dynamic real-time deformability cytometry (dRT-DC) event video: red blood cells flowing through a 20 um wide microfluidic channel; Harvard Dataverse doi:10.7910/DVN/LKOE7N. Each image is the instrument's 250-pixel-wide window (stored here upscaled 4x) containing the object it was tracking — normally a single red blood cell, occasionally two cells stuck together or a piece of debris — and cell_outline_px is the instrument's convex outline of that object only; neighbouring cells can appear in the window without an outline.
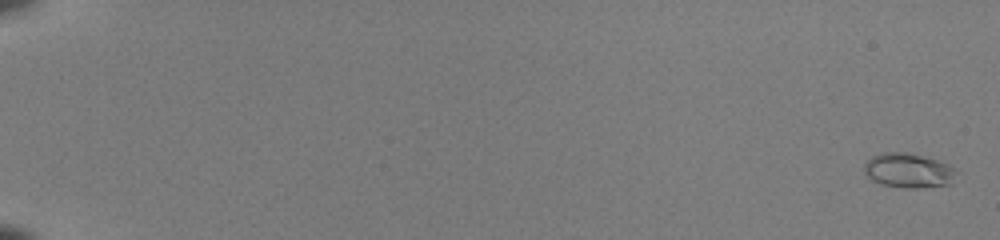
{"species": "common noctule bat (a hibernating species)", "species_latin": "Nyctalus noctula", "temperature_condition": "room temperature", "stored_images_in_passage": 53, "camera_frame_rate_fps": 3000, "um_per_image_px": 0.085, "animal": {"sex": "female", "body_mass_g": 22.0, "forearm_length_mm": 56.7}, "frame": {"image": 1, "passage_image": 2, "time_ms": 0.333, "image_size_px": [1000, 240], "cell_outline_px": [[956, 172], [952, 184], [924, 188], [904, 188], [880, 184], [872, 180], [864, 172], [864, 164], [872, 156], [884, 152], [908, 152], [936, 160], [948, 164], [956, 168]], "centroid_in_image_um": [77.23, 14.51], "position_along_channel_um": 7.8, "area_um2": 18.73}}
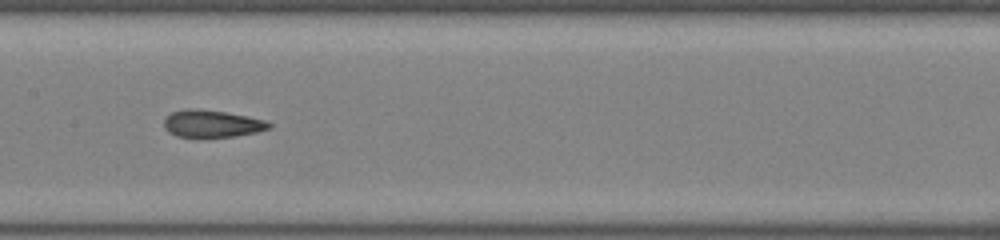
{"frame": {"image": 2, "passage_image": 31, "time_ms": 10.0, "image_size_px": [1000, 240], "cell_outline_px": [[272, 128], [256, 132], [236, 136], [176, 136], [168, 132], [164, 128], [164, 120], [172, 112], [188, 108], [196, 108], [224, 112], [248, 116], [268, 120], [272, 124]], "centroid_in_image_um": [18.05, 10.5], "position_along_channel_um": 189.3, "area_um2": 16.59}}
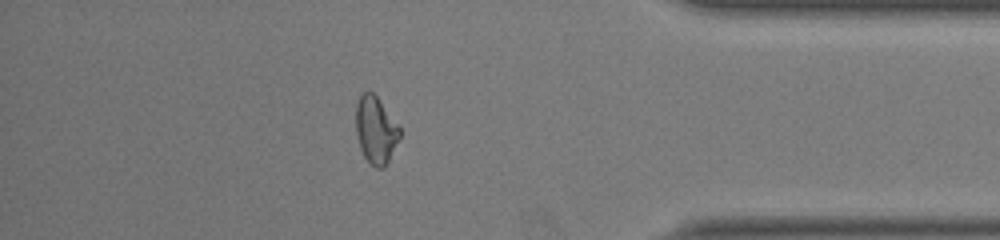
{"frame": {"image": 3, "passage_image": 48, "time_ms": 15.667, "image_size_px": [1000, 240], "cell_outline_px": [[400, 136], [384, 168], [376, 168], [364, 156], [360, 148], [356, 132], [356, 104], [360, 96], [364, 92], [372, 92], [376, 96], [400, 128]], "centroid_in_image_um": [31.92, 11.05], "position_along_channel_um": 403.3, "area_um2": 16.7}, "authors_computed_cell_mechanics": {"area_um2": 17.1666, "velocity_mm_per_s": 4.1188, "shape_relaxation_time_tau1_ms": null, "shape_relaxation_time_tau2_ms": 1.6272, "deformation_change_tau1": null, "deformation_change_tau2": 0.0741}}